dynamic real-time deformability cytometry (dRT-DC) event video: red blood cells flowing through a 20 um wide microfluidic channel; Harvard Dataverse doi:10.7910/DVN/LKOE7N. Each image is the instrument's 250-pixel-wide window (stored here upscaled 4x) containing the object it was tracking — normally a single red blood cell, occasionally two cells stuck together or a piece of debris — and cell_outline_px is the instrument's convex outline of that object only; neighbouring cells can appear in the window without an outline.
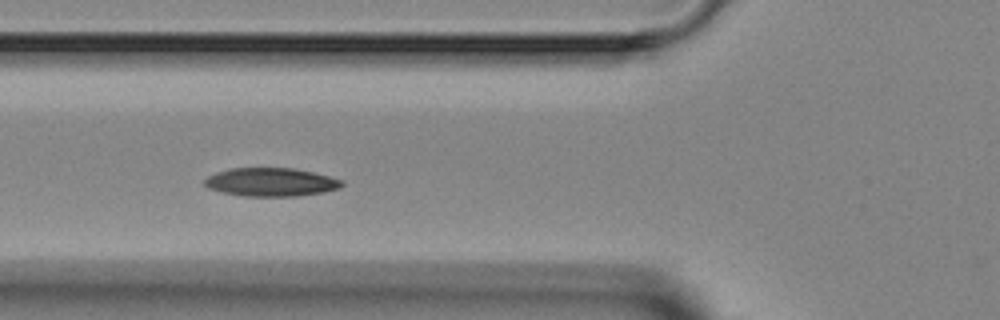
{"species": "Egyptian fruit bat (a non-hibernating species)", "species_latin": "Rousettus aegyptiacus", "temperature_condition": "room temperature", "stored_images_in_passage": 8, "segment_of_instrument_passage": [1, 2], "camera_frame_rate_fps": 3000, "um_per_image_px": 0.085, "animal": {"sex": "female"}, "frame": {"image": 1, "passage_image": 5, "time_ms": 4.333, "image_size_px": [1000, 320], "cell_outline_px": [[344, 184], [340, 188], [324, 192], [296, 196], [240, 196], [220, 192], [208, 188], [204, 184], [204, 180], [208, 176], [216, 172], [232, 168], [296, 168], [344, 180]], "centroid_in_image_um": [23.03, 15.48], "position_along_channel_um": 102.8, "area_um2": 22.89}}
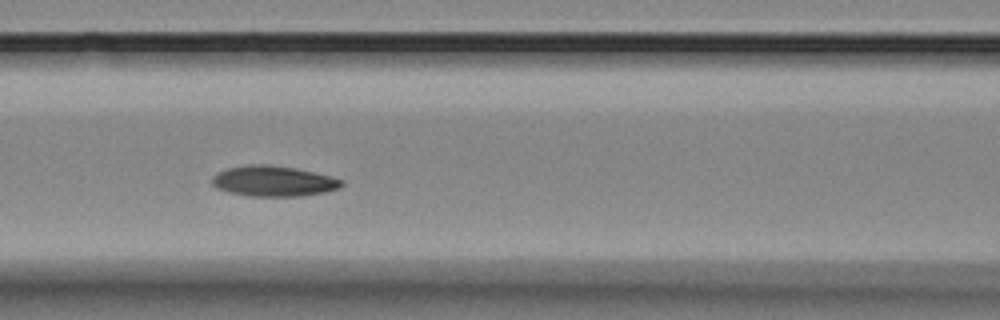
{"frame": {"image": 2, "passage_image": 6, "time_ms": 5.333, "image_size_px": [1000, 320], "cell_outline_px": [[344, 184], [340, 188], [328, 192], [300, 196], [248, 196], [228, 192], [216, 188], [212, 184], [212, 176], [216, 172], [228, 168], [248, 164], [272, 164], [296, 168], [332, 176], [344, 180]], "centroid_in_image_um": [23.26, 15.39], "position_along_channel_um": 143.3, "area_um2": 23.47}}
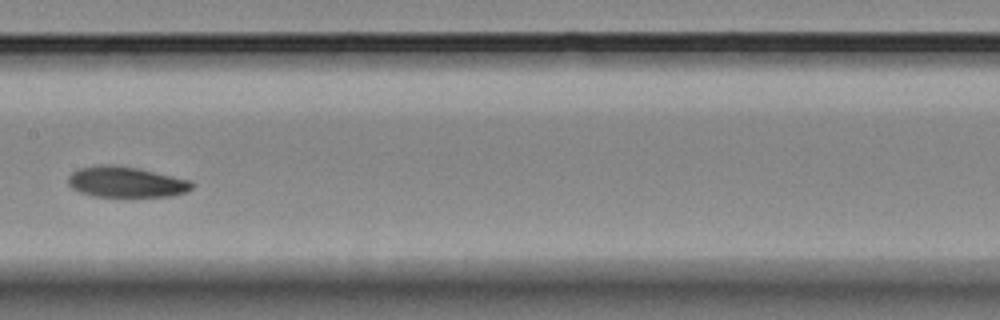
{"frame": {"image": 3, "passage_image": 7, "time_ms": 6.667, "image_size_px": [1000, 320], "cell_outline_px": [[196, 184], [192, 188], [184, 192], [172, 196], [92, 196], [80, 192], [72, 188], [68, 184], [68, 176], [72, 172], [80, 168], [100, 164], [112, 164], [136, 168], [192, 180]], "centroid_in_image_um": [10.71, 15.46], "position_along_channel_um": 196.7, "area_um2": 22.14}}